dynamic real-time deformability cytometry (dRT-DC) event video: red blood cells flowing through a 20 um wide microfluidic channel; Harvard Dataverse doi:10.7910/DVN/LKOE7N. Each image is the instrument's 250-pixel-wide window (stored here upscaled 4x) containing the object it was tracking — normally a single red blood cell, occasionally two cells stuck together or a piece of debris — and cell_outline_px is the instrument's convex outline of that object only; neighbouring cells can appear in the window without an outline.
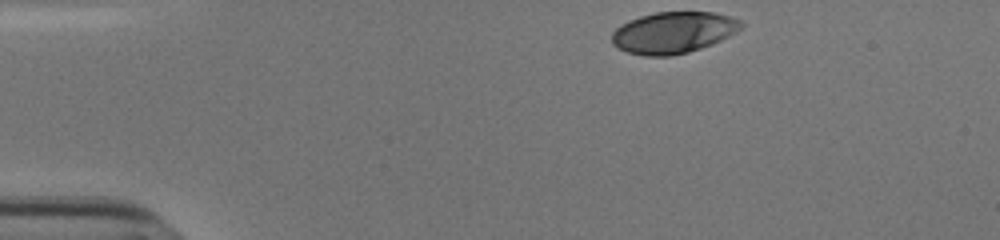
{"species": "human", "species_latin": "Homo sapiens", "temperature_condition": "cold", "stored_images_in_passage": 35, "camera_frame_rate_fps": 3000, "um_per_image_px": 0.085, "donor": {"sex": "male"}, "frame": {"image": 1, "passage_image": 1, "time_ms": 0.0, "image_size_px": [1000, 240], "cell_outline_px": [[744, 24], [736, 32], [712, 44], [688, 52], [672, 56], [644, 56], [628, 52], [612, 44], [612, 32], [616, 28], [628, 20], [640, 16], [656, 12], [716, 12], [740, 20]], "centroid_in_image_um": [57.22, 2.76], "position_along_channel_um": 27.8, "area_um2": 31.15}}
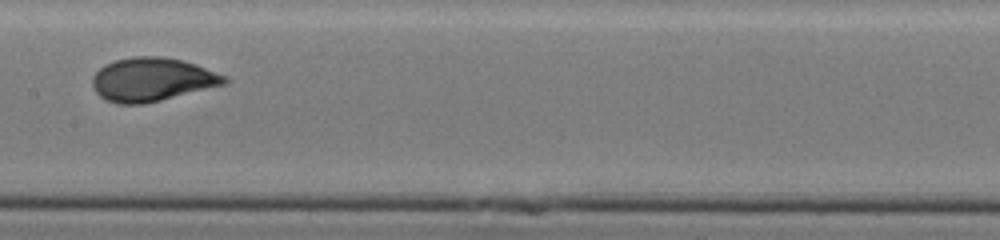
{"frame": {"image": 2, "passage_image": 20, "time_ms": 6.333, "image_size_px": [1000, 240], "cell_outline_px": [[228, 84], [144, 104], [120, 104], [108, 100], [100, 96], [96, 92], [92, 84], [92, 76], [104, 64], [116, 60], [136, 56], [160, 56], [180, 60], [196, 64], [228, 76]], "centroid_in_image_um": [12.96, 6.76], "position_along_channel_um": 194.4, "area_um2": 33.58}}
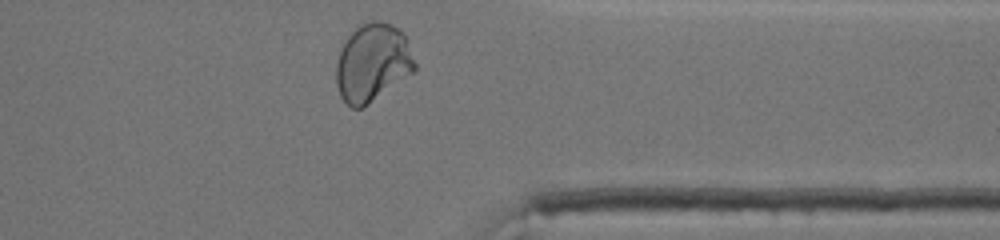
{"frame": {"image": 3, "passage_image": 35, "time_ms": 11.333, "image_size_px": [1000, 240], "cell_outline_px": [[416, 68], [412, 72], [364, 108], [352, 108], [340, 96], [336, 84], [336, 60], [340, 48], [348, 36], [360, 24], [372, 20], [376, 20], [392, 24], [404, 36], [416, 64]], "centroid_in_image_um": [31.62, 5.34], "position_along_channel_um": 379.8, "area_um2": 35.49}, "authors_computed_cell_mechanics": {"area_um2": 32.5414, "velocity_mm_per_s": 3.8039, "shape_relaxation_time_tau1_ms": 3.7071, "shape_relaxation_time_tau2_ms": null, "deformation_change_tau1": 0.1691, "deformation_change_tau2": null}}